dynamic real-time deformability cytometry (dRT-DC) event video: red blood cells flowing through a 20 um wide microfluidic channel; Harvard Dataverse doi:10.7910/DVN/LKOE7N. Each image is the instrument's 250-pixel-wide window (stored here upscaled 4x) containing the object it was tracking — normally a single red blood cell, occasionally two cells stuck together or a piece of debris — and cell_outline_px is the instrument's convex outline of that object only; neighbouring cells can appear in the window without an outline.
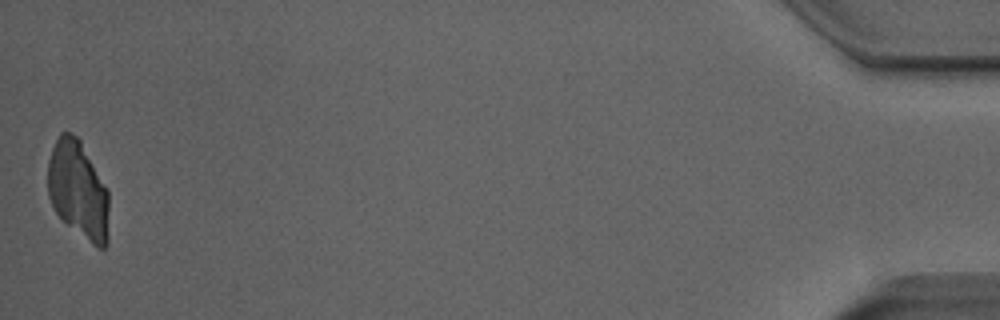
{"species": "Egyptian fruit bat (a non-hibernating species)", "species_latin": "Rousettus aegyptiacus", "temperature_condition": "room temperature", "stored_images_in_passage": 50, "camera_frame_rate_fps": 3000, "um_per_image_px": 0.085, "animal": {"sex": "male"}, "frame": {"image": 1, "passage_image": 50, "time_ms": 16.333, "image_size_px": [1000, 320], "cell_outline_px": [[108, 244], [104, 248], [100, 248], [92, 244], [68, 224], [56, 212], [48, 196], [48, 160], [52, 148], [60, 132], [68, 132], [76, 136], [80, 140], [108, 192]], "centroid_in_image_um": [6.64, 16.14], "position_along_channel_um": 428.6, "area_um2": 34.28}}